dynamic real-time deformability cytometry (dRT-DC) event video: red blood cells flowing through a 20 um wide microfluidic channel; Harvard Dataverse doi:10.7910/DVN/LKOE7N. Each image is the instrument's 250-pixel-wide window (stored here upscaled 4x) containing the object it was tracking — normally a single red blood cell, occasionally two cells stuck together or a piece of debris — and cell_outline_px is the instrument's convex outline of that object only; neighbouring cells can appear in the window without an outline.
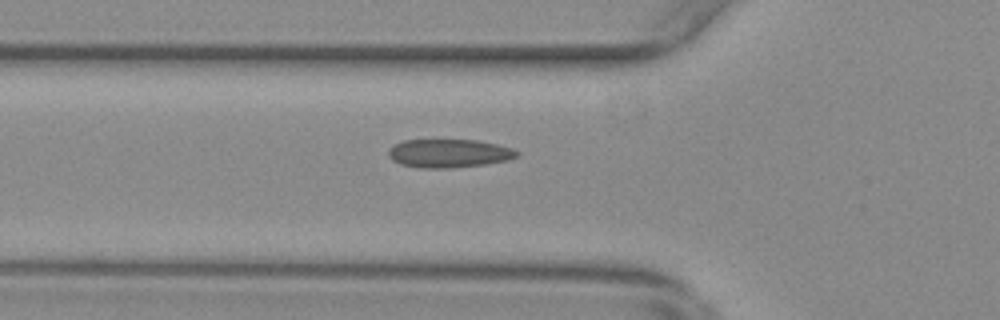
{"species": "common noctule bat (a hibernating species)", "species_latin": "Nyctalus noctula", "temperature_condition": "warm", "stored_images_in_passage": 39, "camera_frame_rate_fps": 3000, "um_per_image_px": 0.085, "animal": {"sex": "female", "body_mass_g": 29.2, "forearm_length_mm": 56.3}, "frame": {"image": 1, "passage_image": 2, "time_ms": 0.333, "image_size_px": [1000, 320], "cell_outline_px": [[520, 152], [516, 156], [508, 160], [484, 164], [448, 168], [424, 168], [400, 164], [392, 160], [388, 156], [388, 148], [392, 144], [404, 140], [476, 140], [496, 144], [512, 148]], "centroid_in_image_um": [38.11, 13.03], "position_along_channel_um": 87.7, "area_um2": 21.27}}
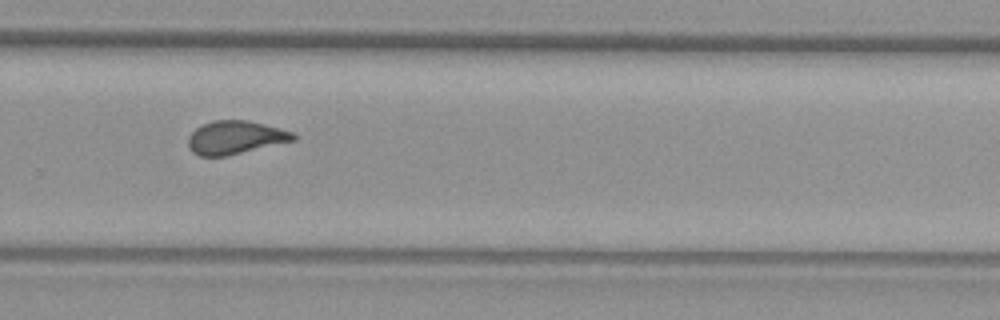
{"frame": {"image": 2, "passage_image": 20, "time_ms": 6.333, "image_size_px": [1000, 320], "cell_outline_px": [[296, 140], [228, 156], [200, 156], [192, 152], [188, 144], [188, 136], [200, 124], [212, 120], [248, 120], [280, 128], [292, 132], [296, 136]], "centroid_in_image_um": [19.99, 11.68], "position_along_channel_um": 309.8, "area_um2": 20.58}}
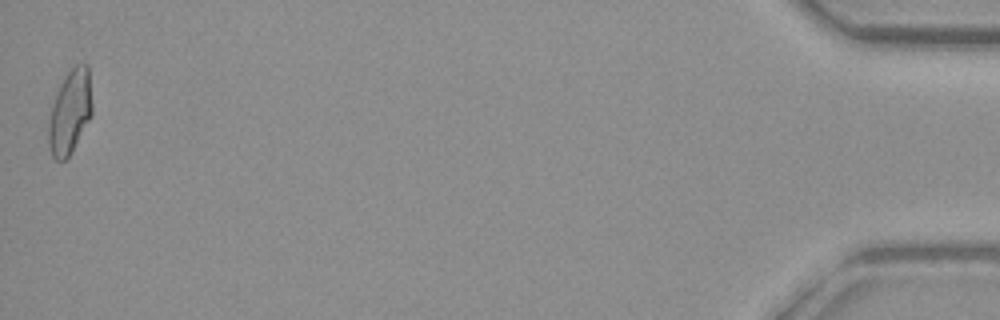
{"frame": {"image": 3, "passage_image": 38, "time_ms": 12.333, "image_size_px": [1000, 320], "cell_outline_px": [[92, 116], [72, 152], [64, 160], [56, 160], [52, 156], [48, 144], [48, 120], [52, 104], [56, 92], [60, 84], [68, 72], [76, 64], [88, 64], [92, 104]], "centroid_in_image_um": [5.94, 9.53], "position_along_channel_um": 429.3, "area_um2": 21.5}}